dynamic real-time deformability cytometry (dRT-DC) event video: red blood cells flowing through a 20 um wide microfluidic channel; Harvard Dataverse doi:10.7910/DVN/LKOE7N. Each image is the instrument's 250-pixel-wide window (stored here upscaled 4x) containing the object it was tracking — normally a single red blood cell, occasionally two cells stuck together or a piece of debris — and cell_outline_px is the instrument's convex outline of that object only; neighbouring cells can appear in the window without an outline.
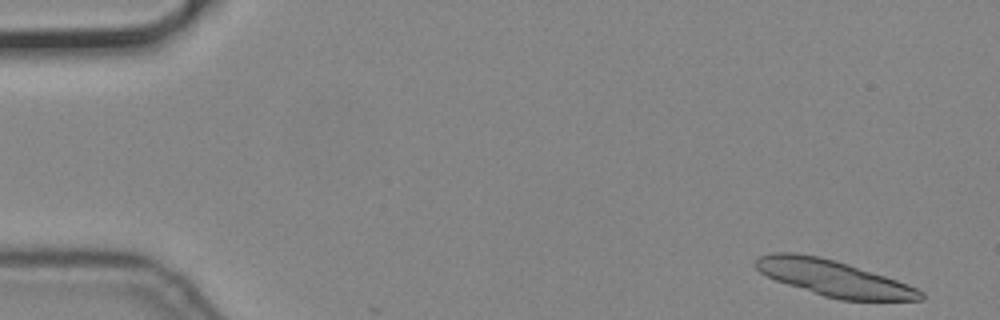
{"species": "common noctule bat (a hibernating species)", "species_latin": "Nyctalus noctula", "temperature_condition": "cold", "stored_images_in_passage": 3, "camera_frame_rate_fps": 3000, "um_per_image_px": 0.085, "animal": {"sex": "male", "body_mass_g": 19.2, "forearm_length_mm": 51.8}, "frame": {"image": 1, "passage_image": 1, "time_ms": 0.0, "image_size_px": [1000, 320], "cell_outline_px": [[924, 300], [840, 300], [824, 296], [776, 280], [760, 272], [752, 264], [760, 256], [772, 252], [792, 252], [820, 256], [848, 264], [896, 280], [916, 288], [924, 292]], "centroid_in_image_um": [70.83, 23.64], "position_along_channel_um": 14.2, "area_um2": 34.22}}